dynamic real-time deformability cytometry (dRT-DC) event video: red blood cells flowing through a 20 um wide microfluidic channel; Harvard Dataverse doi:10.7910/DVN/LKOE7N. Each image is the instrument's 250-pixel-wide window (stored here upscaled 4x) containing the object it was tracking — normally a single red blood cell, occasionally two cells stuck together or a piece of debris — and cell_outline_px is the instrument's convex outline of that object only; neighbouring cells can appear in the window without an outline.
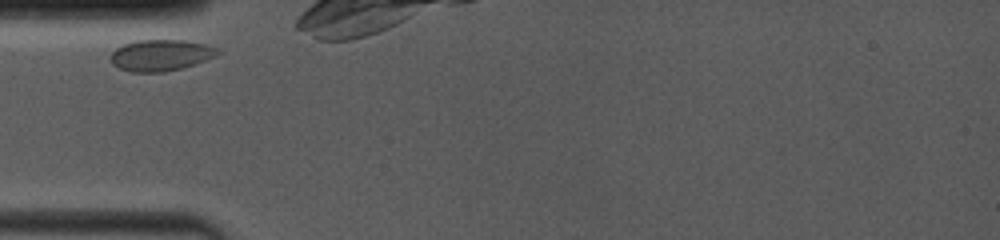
{"species": "common noctule bat (a hibernating species)", "species_latin": "Nyctalus noctula", "temperature_condition": "room temperature", "stored_images_in_passage": 11, "camera_frame_rate_fps": 4000, "um_per_image_px": 0.085, "animal": {"sex": "female", "body_mass_g": 19.0, "forearm_length_mm": 53.3}, "frame": {"image": 1, "passage_image": 1, "time_ms": 0.0, "image_size_px": [1000, 240], "cell_outline_px": [[220, 52], [204, 60], [180, 68], [164, 72], [132, 72], [120, 68], [112, 64], [108, 56], [116, 48], [124, 44], [136, 40], [184, 40], [204, 44], [220, 48]], "centroid_in_image_um": [13.6, 4.68], "position_along_channel_um": 71.4, "area_um2": 19.36}}
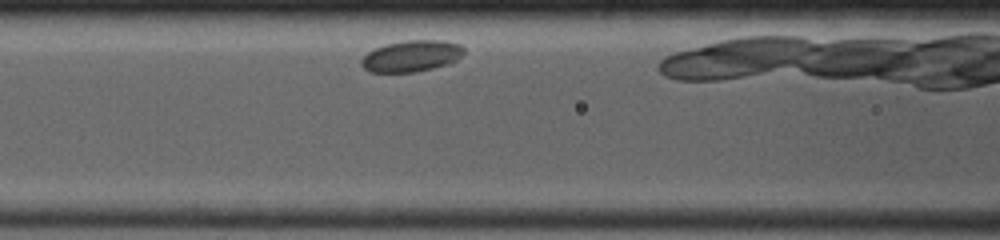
{"frame": {"image": 2, "passage_image": 5, "time_ms": 1.75, "image_size_px": [1000, 240], "cell_outline_px": [[464, 52], [456, 60], [448, 64], [416, 72], [368, 72], [360, 64], [360, 60], [368, 52], [376, 48], [388, 44], [404, 40], [444, 40], [460, 44], [464, 48]], "centroid_in_image_um": [34.97, 4.76], "position_along_channel_um": 131.6, "area_um2": 18.73}}